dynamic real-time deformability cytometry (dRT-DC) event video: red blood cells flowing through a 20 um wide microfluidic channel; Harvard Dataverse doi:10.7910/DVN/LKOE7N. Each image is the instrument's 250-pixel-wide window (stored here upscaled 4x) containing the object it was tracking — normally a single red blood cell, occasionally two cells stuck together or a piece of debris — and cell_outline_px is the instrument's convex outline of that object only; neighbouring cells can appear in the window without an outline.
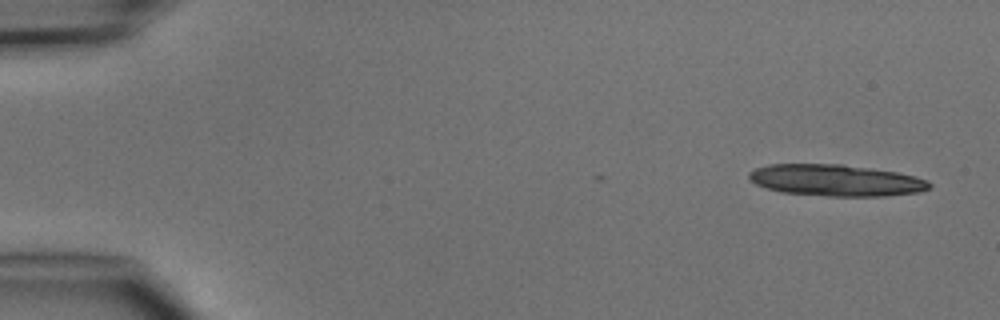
{"species": "common noctule bat (a hibernating species)", "species_latin": "Nyctalus noctula", "temperature_condition": "cold", "stored_images_in_passage": 4, "camera_frame_rate_fps": 3000, "um_per_image_px": 0.085, "animal": {"sex": "male", "body_mass_g": 15.6}, "frame": {"image": 1, "passage_image": 1, "time_ms": 0.0, "image_size_px": [1000, 320], "cell_outline_px": [[932, 188], [920, 192], [884, 196], [828, 196], [784, 192], [768, 188], [756, 184], [748, 176], [748, 172], [756, 168], [768, 164], [840, 164], [896, 172], [916, 176], [928, 180], [932, 184]], "centroid_in_image_um": [71.1, 15.32], "position_along_channel_um": 13.9, "area_um2": 33.06}}